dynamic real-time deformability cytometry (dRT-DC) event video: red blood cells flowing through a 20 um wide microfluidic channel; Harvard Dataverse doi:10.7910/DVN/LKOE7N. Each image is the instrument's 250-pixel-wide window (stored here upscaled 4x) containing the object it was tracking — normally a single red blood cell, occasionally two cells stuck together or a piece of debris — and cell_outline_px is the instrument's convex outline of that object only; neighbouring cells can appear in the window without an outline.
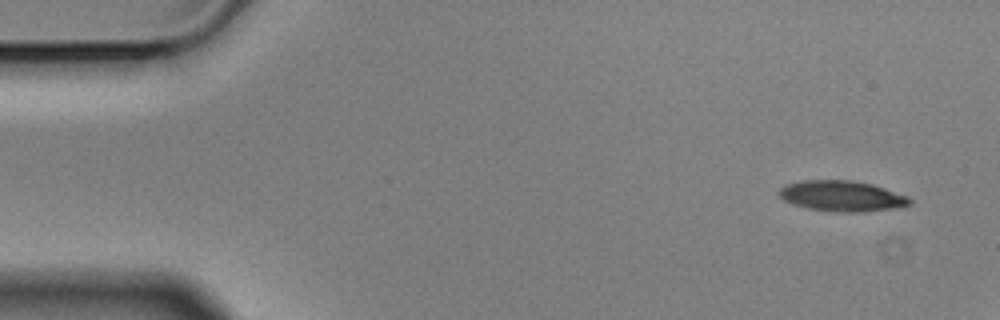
{"species": "Egyptian fruit bat (a non-hibernating species)", "species_latin": "Rousettus aegyptiacus", "temperature_condition": "cold", "stored_images_in_passage": 3, "camera_frame_rate_fps": 3000, "um_per_image_px": 0.085, "animal": {"sex": "male"}, "frame": {"image": 1, "passage_image": 1, "time_ms": 0.0, "image_size_px": [1000, 320], "cell_outline_px": [[912, 204], [900, 208], [864, 212], [844, 212], [808, 208], [784, 200], [776, 192], [780, 188], [788, 184], [800, 180], [852, 180], [872, 184], [908, 196], [912, 200]], "centroid_in_image_um": [71.61, 16.66], "position_along_channel_um": 13.4, "area_um2": 23.35}}